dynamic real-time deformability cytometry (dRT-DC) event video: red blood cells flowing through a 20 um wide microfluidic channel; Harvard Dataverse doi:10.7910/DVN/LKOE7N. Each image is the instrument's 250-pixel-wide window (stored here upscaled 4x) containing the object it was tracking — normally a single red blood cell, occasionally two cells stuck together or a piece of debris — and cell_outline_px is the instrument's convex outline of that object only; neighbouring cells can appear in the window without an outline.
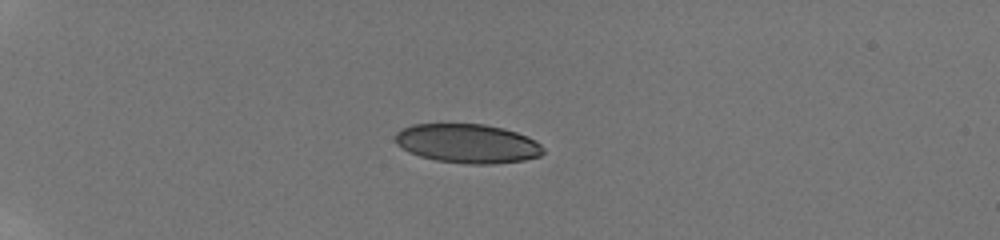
{"species": "human", "species_latin": "Homo sapiens", "temperature_condition": "room temperature", "stored_images_in_passage": 40, "camera_frame_rate_fps": 3000, "um_per_image_px": 0.085, "donor": {"sex": "male"}, "frame": {"image": 1, "passage_image": 1, "time_ms": 0.0, "image_size_px": [1000, 240], "cell_outline_px": [[544, 152], [540, 156], [524, 160], [492, 164], [464, 164], [436, 160], [420, 156], [408, 152], [396, 144], [396, 132], [400, 128], [412, 124], [484, 124], [504, 128], [528, 136], [536, 140], [544, 148]], "centroid_in_image_um": [39.74, 12.19], "position_along_channel_um": 45.3, "area_um2": 33.99}}
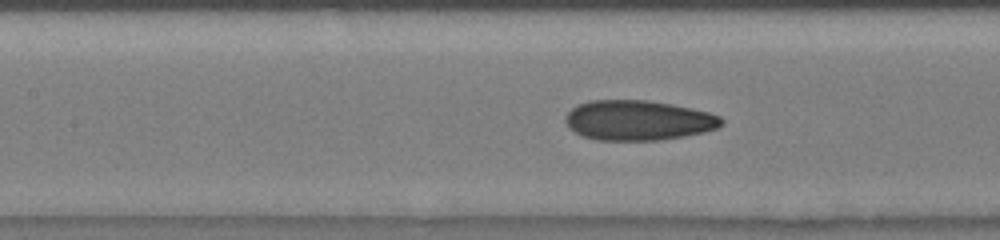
{"frame": {"image": 2, "passage_image": 14, "time_ms": 4.333, "image_size_px": [1000, 240], "cell_outline_px": [[724, 124], [720, 128], [704, 132], [684, 136], [660, 140], [596, 140], [580, 136], [568, 128], [564, 120], [564, 116], [576, 104], [588, 100], [644, 100], [672, 104], [708, 112], [720, 116], [724, 120]], "centroid_in_image_um": [54.22, 10.23], "position_along_channel_um": 153.2, "area_um2": 36.82}}
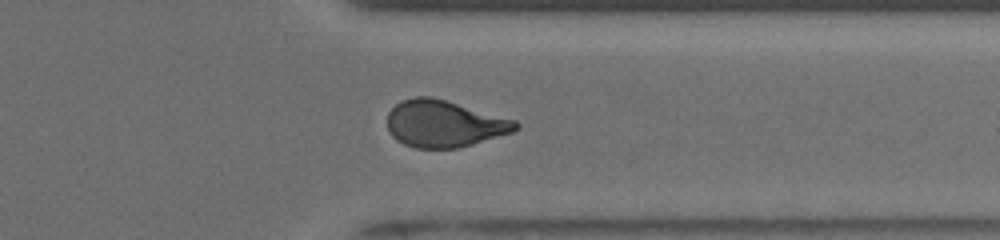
{"frame": {"image": 3, "passage_image": 31, "time_ms": 10.0, "image_size_px": [1000, 240], "cell_outline_px": [[520, 128], [512, 132], [460, 148], [416, 148], [404, 144], [396, 140], [388, 132], [388, 112], [396, 104], [404, 100], [416, 96], [432, 96], [516, 120], [520, 124]], "centroid_in_image_um": [37.76, 10.52], "position_along_channel_um": 373.6, "area_um2": 35.08}, "authors_computed_cell_mechanics": {"area_um2": 35.258, "velocity_mm_per_s": 3.8944, "shape_relaxation_time_tau1_ms": 9.7023, "shape_relaxation_time_tau2_ms": 0.9935, "deformation_change_tau1": 0.2368, "deformation_change_tau2": 0.0676}}